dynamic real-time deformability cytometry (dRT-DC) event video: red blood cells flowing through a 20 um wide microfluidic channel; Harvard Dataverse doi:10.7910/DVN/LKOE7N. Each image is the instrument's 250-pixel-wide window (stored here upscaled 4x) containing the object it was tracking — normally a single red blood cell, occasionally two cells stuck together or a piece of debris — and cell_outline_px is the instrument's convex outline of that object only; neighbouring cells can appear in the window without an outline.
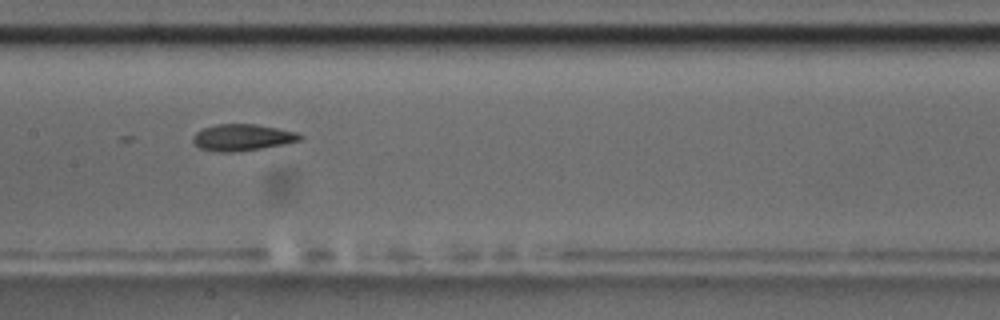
{"species": "common noctule bat (a hibernating species)", "species_latin": "Nyctalus noctula", "temperature_condition": "room temperature", "stored_images_in_passage": 12, "camera_frame_rate_fps": 3000, "um_per_image_px": 0.085, "animal": {"sex": "male", "body_mass_g": 17.5, "forearm_length_mm": 52.3}, "frame": {"image": 1, "passage_image": 4, "time_ms": 3.333, "image_size_px": [1000, 320], "cell_outline_px": [[304, 136], [300, 140], [284, 144], [240, 152], [216, 152], [200, 148], [192, 140], [192, 136], [196, 132], [204, 128], [216, 124], [256, 124], [296, 132]], "centroid_in_image_um": [20.58, 11.69], "position_along_channel_um": 186.8, "area_um2": 16.59}, "authors_computed_cell_mechanics": {"area_um2": 16.5308, "velocity_mm_per_s": 3.5174, "shape_relaxation_time_tau1_ms": 6.7883, "shape_relaxation_time_tau2_ms": 2.2506, "deformation_change_tau1": 0.1748, "deformation_change_tau2": 0.0626}}